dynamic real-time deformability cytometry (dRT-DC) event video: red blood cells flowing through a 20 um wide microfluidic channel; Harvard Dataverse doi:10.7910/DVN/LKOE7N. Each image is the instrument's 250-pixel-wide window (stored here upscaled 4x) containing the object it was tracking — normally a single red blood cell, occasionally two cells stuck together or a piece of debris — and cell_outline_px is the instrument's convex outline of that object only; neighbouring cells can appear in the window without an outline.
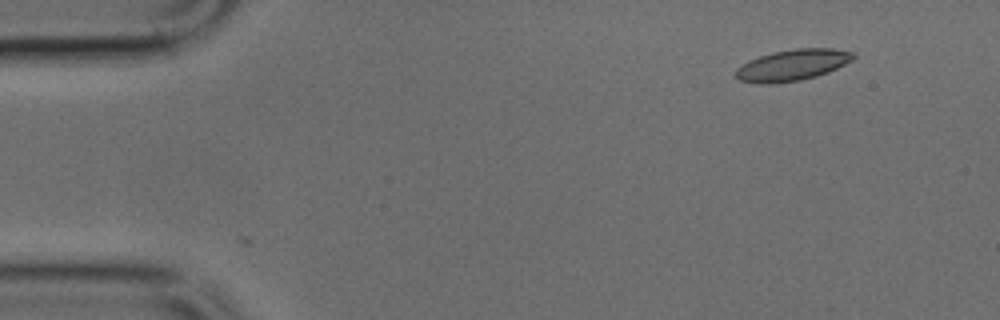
{"species": "common noctule bat (a hibernating species)", "species_latin": "Nyctalus noctula", "temperature_condition": "cold", "stored_images_in_passage": 5, "segment_of_instrument_passage": [1, 2], "camera_frame_rate_fps": 3000, "um_per_image_px": 0.085, "animal": {"sex": "male", "body_mass_g": 17.9, "forearm_length_mm": 54.2}, "frame": {"image": 1, "passage_image": 2, "time_ms": 0.333, "image_size_px": [1000, 320], "cell_outline_px": [[856, 56], [852, 60], [828, 72], [816, 76], [800, 80], [772, 84], [760, 84], [740, 80], [736, 76], [736, 68], [748, 60], [772, 52], [796, 48], [832, 48], [852, 52]], "centroid_in_image_um": [67.34, 5.53], "position_along_channel_um": 17.7, "area_um2": 21.33}}